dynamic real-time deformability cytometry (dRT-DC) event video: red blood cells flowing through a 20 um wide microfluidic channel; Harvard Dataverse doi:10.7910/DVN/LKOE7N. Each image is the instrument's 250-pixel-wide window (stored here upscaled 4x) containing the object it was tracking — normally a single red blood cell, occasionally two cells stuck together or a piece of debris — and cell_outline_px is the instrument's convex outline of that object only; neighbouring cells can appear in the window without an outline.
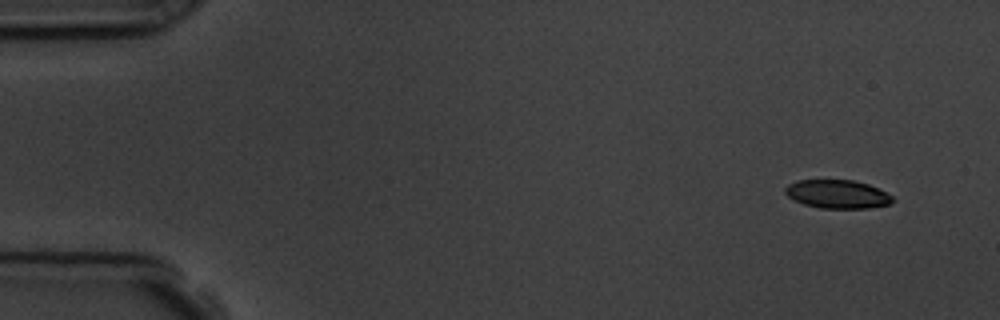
{"species": "common noctule bat (a hibernating species)", "species_latin": "Nyctalus noctula", "temperature_condition": "room temperature", "stored_images_in_passage": 4, "camera_frame_rate_fps": 3000, "um_per_image_px": 0.085, "animal": {"sex": "male", "body_mass_g": 19.5, "forearm_length_mm": 54.6}, "frame": {"image": 1, "passage_image": 1, "time_ms": 0.0, "image_size_px": [1000, 320], "cell_outline_px": [[896, 200], [888, 204], [868, 208], [820, 208], [804, 204], [792, 200], [784, 192], [784, 188], [788, 184], [796, 180], [852, 180], [868, 184], [892, 196]], "centroid_in_image_um": [71.13, 16.5], "position_along_channel_um": 13.9, "area_um2": 17.8}}
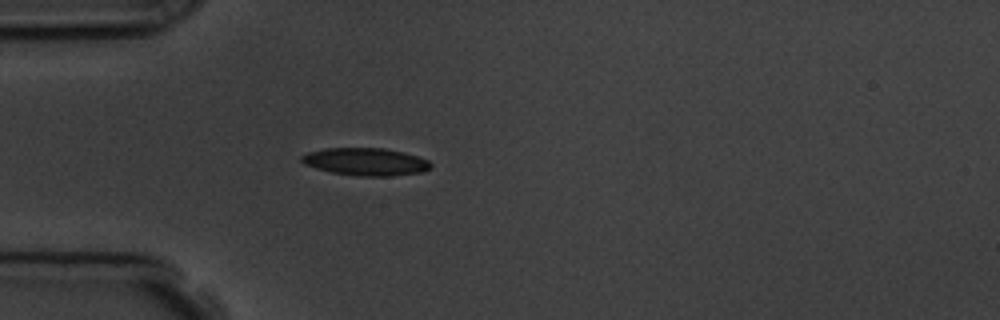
{"frame": {"image": 2, "passage_image": 4, "time_ms": 4.0, "image_size_px": [1000, 320], "cell_outline_px": [[432, 168], [420, 172], [392, 176], [360, 176], [332, 172], [316, 168], [304, 164], [300, 160], [300, 156], [308, 152], [324, 148], [384, 148], [404, 152], [428, 160], [432, 164]], "centroid_in_image_um": [31.08, 13.74], "position_along_channel_um": 53.9, "area_um2": 20.75}}